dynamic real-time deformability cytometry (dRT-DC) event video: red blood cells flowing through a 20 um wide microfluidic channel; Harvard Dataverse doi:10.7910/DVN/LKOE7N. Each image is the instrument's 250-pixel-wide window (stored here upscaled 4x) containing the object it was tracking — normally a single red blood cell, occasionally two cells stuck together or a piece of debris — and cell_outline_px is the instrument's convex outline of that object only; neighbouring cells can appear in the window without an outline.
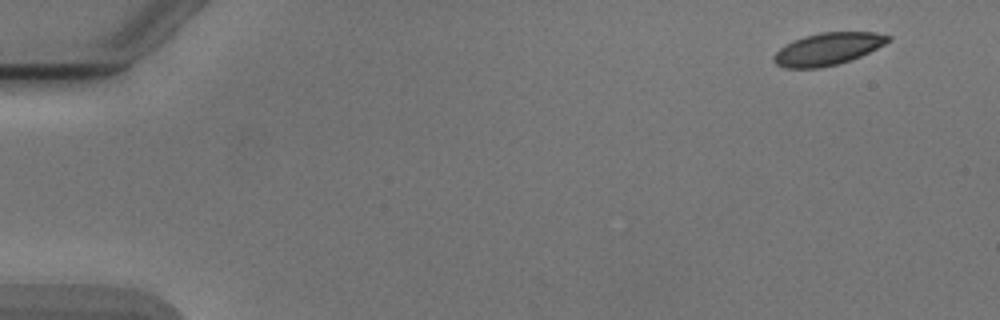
{"species": "Egyptian fruit bat (a non-hibernating species)", "species_latin": "Rousettus aegyptiacus", "temperature_condition": "cold", "stored_images_in_passage": 51, "camera_frame_rate_fps": 3000, "um_per_image_px": 0.085, "animal": {"sex": "male"}, "frame": {"image": 1, "passage_image": 1, "time_ms": 0.0, "image_size_px": [1000, 320], "cell_outline_px": [[892, 40], [860, 56], [836, 64], [820, 68], [784, 68], [776, 64], [772, 60], [772, 56], [780, 48], [792, 40], [804, 36], [820, 32], [876, 32], [892, 36]], "centroid_in_image_um": [70.33, 4.15], "position_along_channel_um": 14.7, "area_um2": 21.5}}
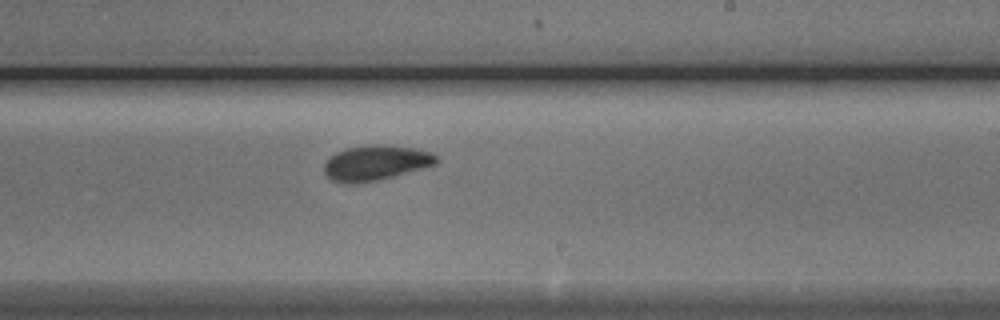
{"frame": {"image": 2, "passage_image": 30, "time_ms": 9.667, "image_size_px": [1000, 320], "cell_outline_px": [[440, 160], [436, 164], [424, 168], [376, 180], [356, 184], [348, 184], [332, 180], [324, 172], [324, 164], [328, 156], [344, 148], [364, 144], [380, 144], [416, 148], [432, 152], [440, 156]], "centroid_in_image_um": [31.95, 13.82], "position_along_channel_um": 257.1, "area_um2": 23.41}}
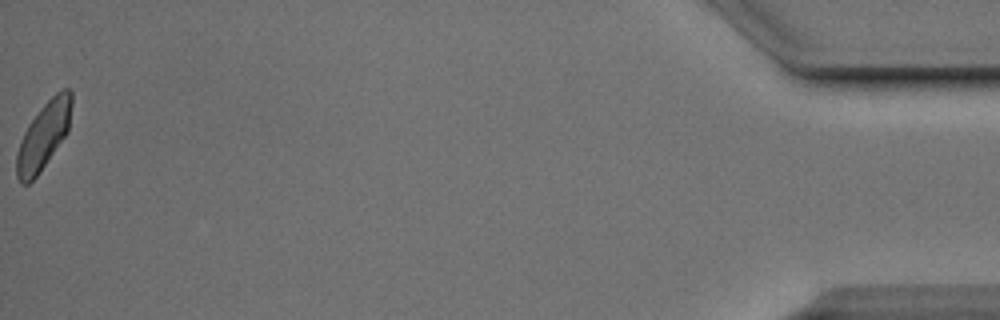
{"frame": {"image": 3, "passage_image": 51, "time_ms": 16.667, "image_size_px": [1000, 320], "cell_outline_px": [[72, 104], [68, 132], [36, 176], [28, 184], [20, 184], [16, 176], [16, 156], [24, 132], [28, 124], [44, 104], [56, 92], [64, 88], [68, 88], [72, 92]], "centroid_in_image_um": [3.71, 11.52], "position_along_channel_um": 431.5, "area_um2": 21.21}, "authors_computed_cell_mechanics": {"area_um2": 22.1952, "velocity_mm_per_s": 3.8561, "shape_relaxation_time_tau1_ms": 3.1346, "shape_relaxation_time_tau2_ms": 2.6312, "deformation_change_tau1": 0.1027, "deformation_change_tau2": 0.0663}}